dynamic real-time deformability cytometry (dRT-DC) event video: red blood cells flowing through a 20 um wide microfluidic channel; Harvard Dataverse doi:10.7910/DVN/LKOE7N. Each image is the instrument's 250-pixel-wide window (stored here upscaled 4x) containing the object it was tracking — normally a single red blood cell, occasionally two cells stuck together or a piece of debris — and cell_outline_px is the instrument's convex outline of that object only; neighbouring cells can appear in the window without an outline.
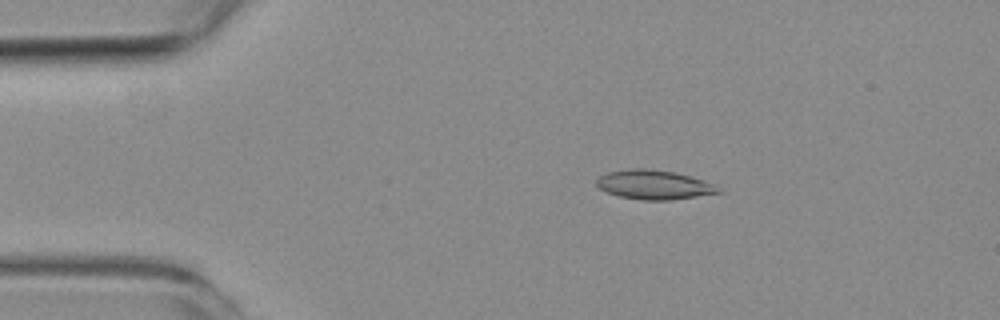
{"species": "common noctule bat (a hibernating species)", "species_latin": "Nyctalus noctula", "temperature_condition": "room temperature", "stored_images_in_passage": 8, "camera_frame_rate_fps": 3000, "um_per_image_px": 0.085, "animal": {"sex": "female", "body_mass_g": 19.3, "forearm_length_mm": 54.1}, "frame": {"image": 1, "passage_image": 3, "time_ms": 2.333, "image_size_px": [1000, 320], "cell_outline_px": [[724, 192], [668, 200], [644, 200], [620, 196], [608, 192], [600, 188], [596, 184], [596, 180], [600, 176], [608, 172], [628, 168], [648, 168], [676, 172], [704, 180], [712, 184]], "centroid_in_image_um": [55.59, 15.68], "position_along_channel_um": 29.4, "area_um2": 20.63}}
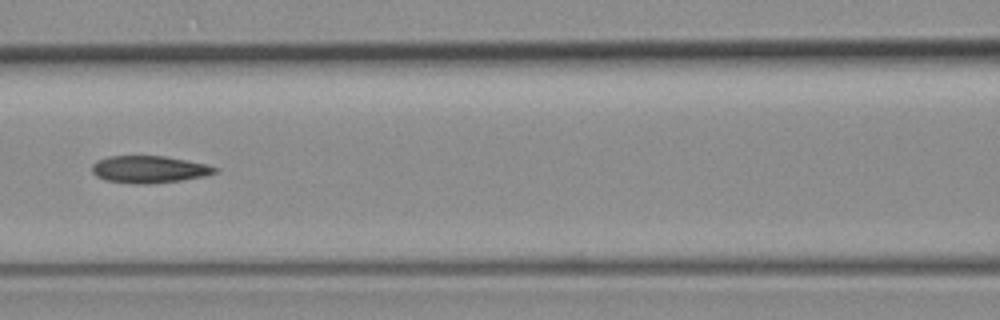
{"frame": {"image": 2, "passage_image": 7, "time_ms": 7.0, "image_size_px": [1000, 320], "cell_outline_px": [[220, 168], [216, 172], [208, 176], [152, 184], [136, 184], [104, 180], [96, 176], [92, 172], [92, 164], [96, 160], [108, 156], [164, 156], [208, 164]], "centroid_in_image_um": [12.69, 14.4], "position_along_channel_um": 153.9, "area_um2": 19.71}}
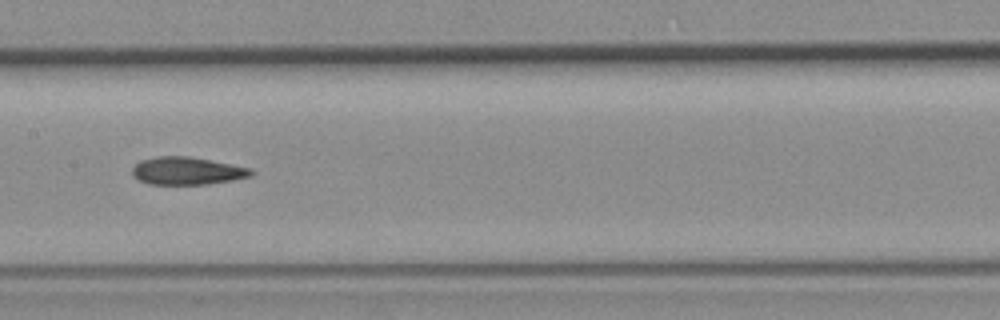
{"frame": {"image": 3, "passage_image": 8, "time_ms": 8.0, "image_size_px": [1000, 320], "cell_outline_px": [[256, 172], [252, 176], [232, 180], [208, 184], [148, 184], [132, 176], [132, 168], [140, 160], [156, 156], [188, 156], [252, 168]], "centroid_in_image_um": [15.91, 14.52], "position_along_channel_um": 191.5, "area_um2": 19.25}}